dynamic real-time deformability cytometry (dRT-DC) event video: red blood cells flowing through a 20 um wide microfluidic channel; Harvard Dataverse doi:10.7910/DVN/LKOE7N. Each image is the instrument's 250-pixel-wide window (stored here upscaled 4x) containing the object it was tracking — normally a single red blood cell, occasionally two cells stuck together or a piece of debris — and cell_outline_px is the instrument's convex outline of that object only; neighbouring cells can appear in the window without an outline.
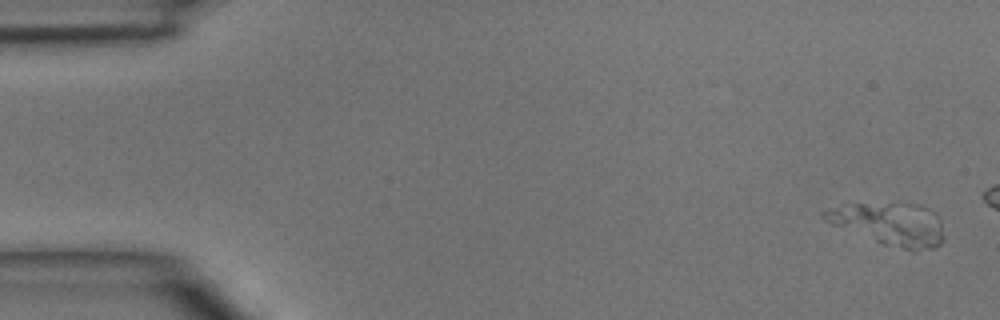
{"species": "common noctule bat (a hibernating species)", "species_latin": "Nyctalus noctula", "temperature_condition": "room temperature", "stored_images_in_passage": 4, "camera_frame_rate_fps": 3000, "um_per_image_px": 0.085, "animal": {"sex": "male", "body_mass_g": 15.6}, "frame": {"image": 1, "passage_image": 4, "time_ms": 4.0, "image_size_px": [1000, 320], "cell_outline_px": [[944, 240], [940, 244], [932, 248], [904, 248], [884, 244], [832, 224], [824, 220], [820, 216], [820, 212], [828, 208], [856, 204], [916, 204], [928, 208], [936, 212], [940, 220], [944, 236]], "centroid_in_image_um": [75.63, 19.01], "position_along_channel_um": 9.4, "area_um2": 28.9}}